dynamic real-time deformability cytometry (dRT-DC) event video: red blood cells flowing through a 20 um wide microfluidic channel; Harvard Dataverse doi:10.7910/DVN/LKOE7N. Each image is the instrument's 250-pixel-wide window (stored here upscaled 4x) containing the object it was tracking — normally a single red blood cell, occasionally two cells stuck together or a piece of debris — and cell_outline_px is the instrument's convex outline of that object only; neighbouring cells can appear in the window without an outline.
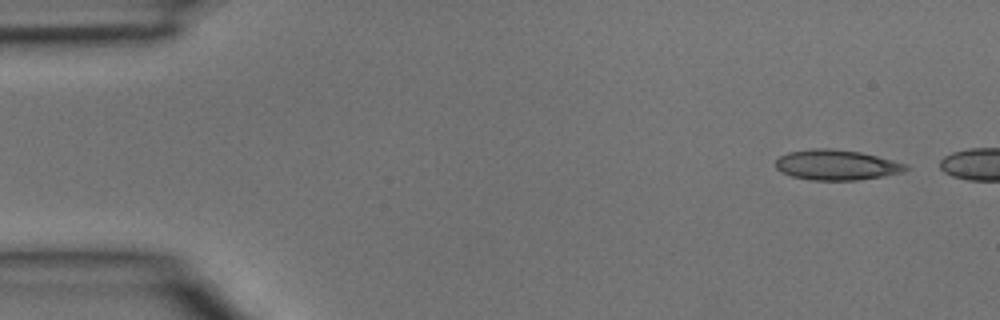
{"species": "common noctule bat (a hibernating species)", "species_latin": "Nyctalus noctula", "temperature_condition": "room temperature", "stored_images_in_passage": 2, "camera_frame_rate_fps": 3000, "um_per_image_px": 0.085, "animal": {"sex": "male", "body_mass_g": 15.6}, "frame": {"image": 1, "passage_image": 1, "time_ms": 0.0, "image_size_px": [1000, 320], "cell_outline_px": [[912, 168], [904, 172], [884, 176], [856, 180], [812, 180], [792, 176], [780, 172], [776, 168], [776, 160], [780, 156], [788, 152], [812, 148], [828, 148], [860, 152], [908, 164]], "centroid_in_image_um": [71.13, 14.02], "position_along_channel_um": 13.9, "area_um2": 23.06}}